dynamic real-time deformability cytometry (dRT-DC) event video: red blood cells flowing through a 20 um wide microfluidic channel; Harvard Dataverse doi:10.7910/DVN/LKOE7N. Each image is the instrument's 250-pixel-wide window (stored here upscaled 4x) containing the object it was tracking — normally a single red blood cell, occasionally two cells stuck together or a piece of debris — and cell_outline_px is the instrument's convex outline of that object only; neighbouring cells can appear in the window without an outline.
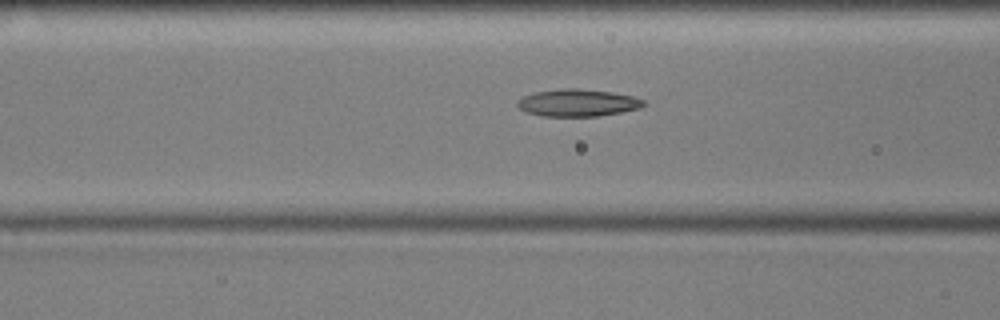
{"species": "common noctule bat (a hibernating species)", "species_latin": "Nyctalus noctula", "temperature_condition": "cold", "stored_images_in_passage": 49, "camera_frame_rate_fps": 3000, "um_per_image_px": 0.085, "animal": {"sex": "male", "body_mass_g": 17.9, "forearm_length_mm": 54.2}, "frame": {"image": 1, "passage_image": 21, "time_ms": 6.667, "image_size_px": [1000, 320], "cell_outline_px": [[648, 104], [640, 108], [620, 112], [596, 116], [540, 116], [528, 112], [520, 108], [516, 104], [516, 100], [524, 96], [536, 92], [564, 88], [576, 88], [612, 92], [632, 96], [644, 100]], "centroid_in_image_um": [49.12, 8.73], "position_along_channel_um": 117.5, "area_um2": 19.94}}
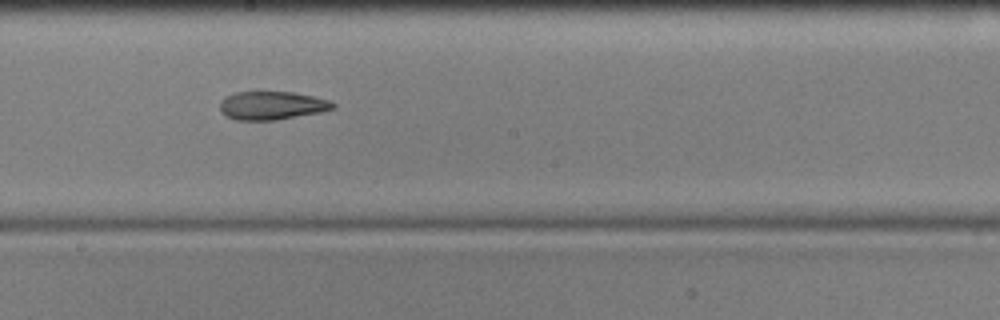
{"frame": {"image": 2, "passage_image": 30, "time_ms": 9.667, "image_size_px": [1000, 320], "cell_outline_px": [[336, 108], [320, 112], [276, 120], [236, 120], [220, 112], [220, 100], [224, 96], [236, 92], [292, 92], [312, 96], [328, 100], [336, 104]], "centroid_in_image_um": [23.09, 8.97], "position_along_channel_um": 225.1, "area_um2": 18.67}}
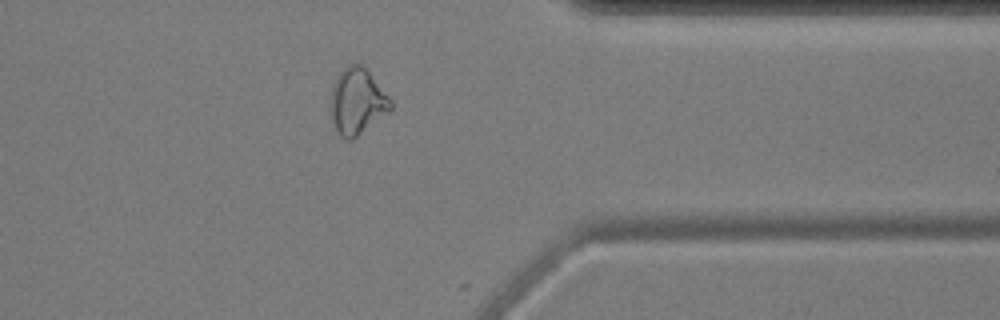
{"frame": {"image": 3, "passage_image": 44, "time_ms": 14.333, "image_size_px": [1000, 320], "cell_outline_px": [[392, 108], [388, 112], [352, 140], [344, 140], [340, 136], [332, 120], [332, 84], [336, 76], [348, 64], [360, 64], [368, 72], [392, 100]], "centroid_in_image_um": [30.36, 8.63], "position_along_channel_um": 381.0, "area_um2": 22.66}, "authors_computed_cell_mechanics": {"area_um2": 19.5942, "velocity_mm_per_s": 3.5825, "shape_relaxation_time_tau1_ms": null, "shape_relaxation_time_tau2_ms": 3.9573, "deformation_change_tau1": null, "deformation_change_tau2": 0.1067}}